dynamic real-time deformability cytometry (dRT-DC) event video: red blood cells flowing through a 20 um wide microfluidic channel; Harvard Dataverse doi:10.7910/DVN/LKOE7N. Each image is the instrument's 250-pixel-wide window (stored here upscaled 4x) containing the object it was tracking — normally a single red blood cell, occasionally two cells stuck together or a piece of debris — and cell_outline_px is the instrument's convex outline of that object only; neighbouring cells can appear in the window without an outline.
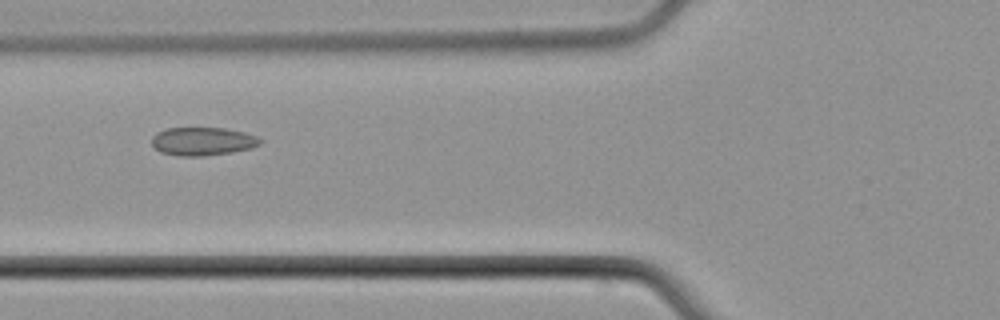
{"species": "common noctule bat (a hibernating species)", "species_latin": "Nyctalus noctula", "temperature_condition": "cold", "stored_images_in_passage": 4, "camera_frame_rate_fps": 3000, "um_per_image_px": 0.085, "animal": {"sex": "male", "body_mass_g": 21.5, "forearm_length_mm": 52.0}, "frame": {"image": 1, "passage_image": 4, "time_ms": 3.333, "image_size_px": [1000, 320], "cell_outline_px": [[264, 140], [260, 144], [252, 148], [232, 152], [204, 156], [180, 156], [160, 152], [152, 144], [152, 136], [156, 132], [164, 128], [224, 128], [244, 132], [256, 136]], "centroid_in_image_um": [17.23, 12.01], "position_along_channel_um": 108.6, "area_um2": 17.98}}